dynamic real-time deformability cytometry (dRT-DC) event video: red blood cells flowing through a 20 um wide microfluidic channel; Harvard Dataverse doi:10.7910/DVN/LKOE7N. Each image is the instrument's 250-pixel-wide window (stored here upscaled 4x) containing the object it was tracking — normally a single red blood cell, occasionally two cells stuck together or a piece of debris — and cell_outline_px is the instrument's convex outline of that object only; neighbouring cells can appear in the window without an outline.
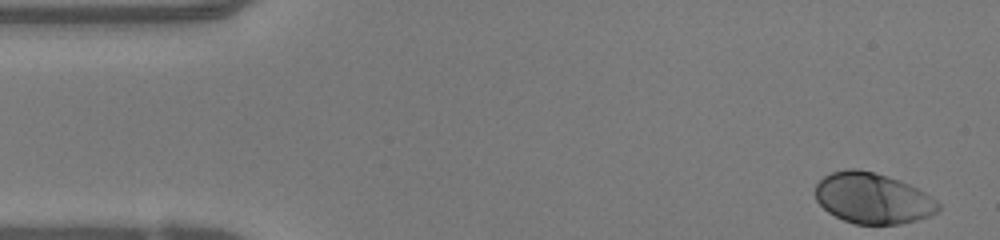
{"species": "human", "species_latin": "Homo sapiens", "temperature_condition": "warm", "stored_images_in_passage": 48, "camera_frame_rate_fps": 3000, "um_per_image_px": 0.085, "donor": {"sex": "female"}, "frame": {"image": 1, "passage_image": 1, "time_ms": 0.0, "image_size_px": [1000, 240], "cell_outline_px": [[940, 208], [936, 212], [928, 216], [916, 220], [900, 224], [856, 224], [844, 220], [828, 212], [816, 200], [816, 184], [824, 176], [832, 172], [848, 168], [856, 168], [888, 176], [908, 184], [924, 192], [936, 200], [940, 204]], "centroid_in_image_um": [74.17, 16.85], "position_along_channel_um": 10.8, "area_um2": 36.13}}
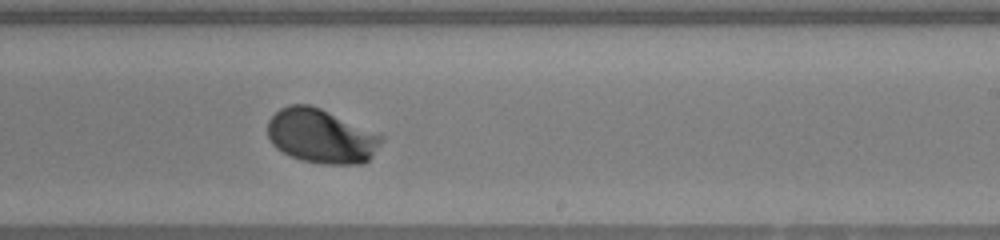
{"frame": {"image": 2, "passage_image": 28, "time_ms": 9.0, "image_size_px": [1000, 240], "cell_outline_px": [[384, 140], [372, 156], [364, 164], [324, 164], [300, 160], [276, 148], [272, 144], [268, 136], [268, 120], [280, 108], [288, 104], [308, 104], [320, 108], [384, 136]], "centroid_in_image_um": [27.3, 11.57], "position_along_channel_um": 261.7, "area_um2": 35.89}}
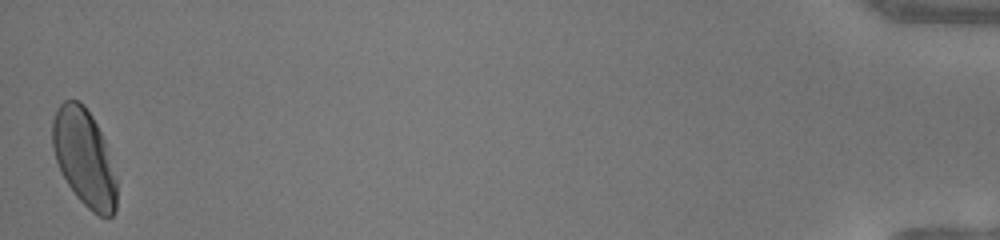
{"frame": {"image": 3, "passage_image": 48, "time_ms": 15.667, "image_size_px": [1000, 240], "cell_outline_px": [[116, 212], [112, 216], [100, 216], [92, 212], [76, 196], [60, 172], [52, 148], [52, 120], [60, 104], [64, 100], [80, 100], [84, 104], [92, 116], [104, 140], [116, 180]], "centroid_in_image_um": [7.13, 13.4], "position_along_channel_um": 428.1, "area_um2": 36.13}, "authors_computed_cell_mechanics": {"area_um2": 35.7493, "velocity_mm_per_s": 4.0551, "shape_relaxation_time_tau1_ms": 1.6471, "shape_relaxation_time_tau2_ms": null, "deformation_change_tau1": 0.1418, "deformation_change_tau2": null}}